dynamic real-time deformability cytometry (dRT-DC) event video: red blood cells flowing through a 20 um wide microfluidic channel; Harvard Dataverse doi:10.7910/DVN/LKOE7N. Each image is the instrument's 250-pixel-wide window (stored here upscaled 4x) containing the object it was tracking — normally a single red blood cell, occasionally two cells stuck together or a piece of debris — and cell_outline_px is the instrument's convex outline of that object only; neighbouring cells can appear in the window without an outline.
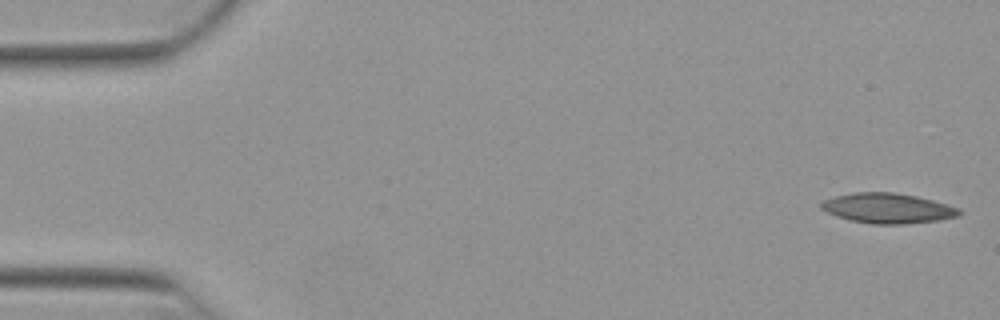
{"species": "Egyptian fruit bat (a non-hibernating species)", "species_latin": "Rousettus aegyptiacus", "temperature_condition": "warm", "stored_images_in_passage": 16, "camera_frame_rate_fps": 3000, "um_per_image_px": 0.085, "animal": {"sex": "female"}, "frame": {"image": 1, "passage_image": 1, "time_ms": 0.0, "image_size_px": [1000, 320], "cell_outline_px": [[964, 212], [960, 216], [940, 220], [904, 224], [872, 224], [852, 220], [836, 216], [820, 208], [820, 204], [824, 200], [836, 196], [856, 192], [892, 192], [916, 196], [948, 204], [960, 208]], "centroid_in_image_um": [75.52, 17.7], "position_along_channel_um": 9.5, "area_um2": 24.22}}
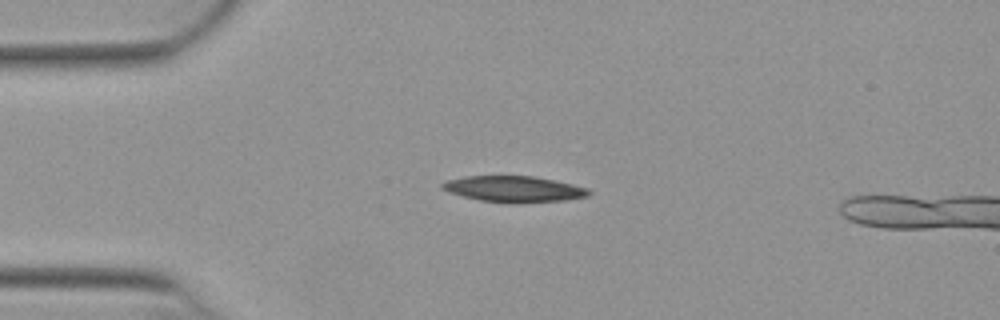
{"frame": {"image": 2, "passage_image": 12, "time_ms": 3.667, "image_size_px": [1000, 320], "cell_outline_px": [[592, 192], [588, 196], [564, 200], [480, 200], [448, 192], [440, 188], [440, 184], [448, 180], [468, 176], [532, 176], [572, 184], [588, 188]], "centroid_in_image_um": [43.65, 16.02], "position_along_channel_um": 41.3, "area_um2": 20.98}}